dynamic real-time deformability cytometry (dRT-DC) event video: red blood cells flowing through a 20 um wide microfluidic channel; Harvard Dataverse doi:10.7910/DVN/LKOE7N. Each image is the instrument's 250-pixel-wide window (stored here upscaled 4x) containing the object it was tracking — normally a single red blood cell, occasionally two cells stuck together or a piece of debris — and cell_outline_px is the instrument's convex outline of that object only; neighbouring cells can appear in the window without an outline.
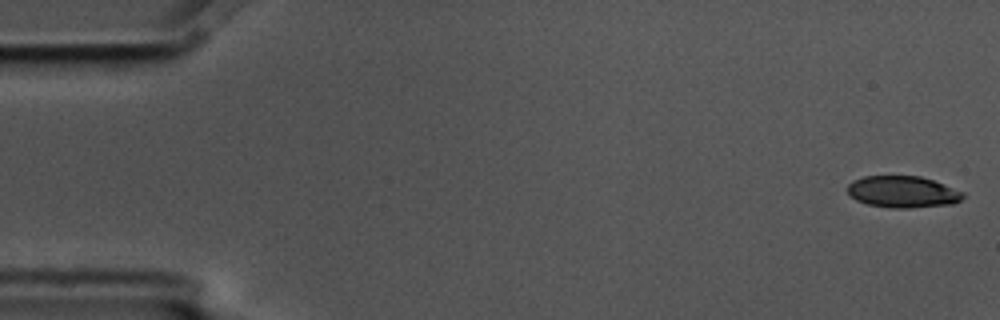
{"species": "common noctule bat (a hibernating species)", "species_latin": "Nyctalus noctula", "temperature_condition": "cold", "stored_images_in_passage": 5, "camera_frame_rate_fps": 3000, "um_per_image_px": 0.085, "animal": {"sex": "male", "body_mass_g": 17.5, "forearm_length_mm": 52.3}, "frame": {"image": 1, "passage_image": 1, "time_ms": 0.0, "image_size_px": [1000, 320], "cell_outline_px": [[964, 196], [960, 200], [952, 204], [908, 208], [892, 208], [868, 204], [856, 200], [848, 192], [848, 184], [852, 180], [864, 176], [920, 176], [932, 180], [964, 192]], "centroid_in_image_um": [76.72, 16.3], "position_along_channel_um": 8.3, "area_um2": 21.15}}
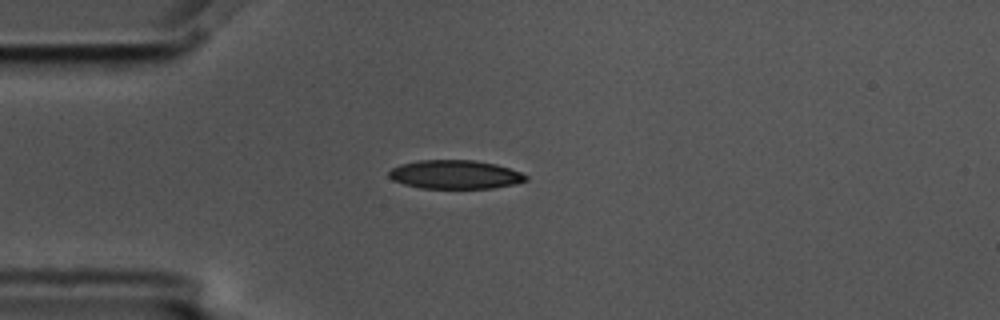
{"frame": {"image": 2, "passage_image": 5, "time_ms": 1.333, "image_size_px": [1000, 320], "cell_outline_px": [[528, 180], [512, 184], [492, 188], [420, 188], [404, 184], [392, 180], [388, 176], [388, 172], [392, 168], [400, 164], [420, 160], [476, 160], [496, 164], [520, 172], [528, 176]], "centroid_in_image_um": [38.66, 14.83], "position_along_channel_um": 46.3, "area_um2": 22.89}}